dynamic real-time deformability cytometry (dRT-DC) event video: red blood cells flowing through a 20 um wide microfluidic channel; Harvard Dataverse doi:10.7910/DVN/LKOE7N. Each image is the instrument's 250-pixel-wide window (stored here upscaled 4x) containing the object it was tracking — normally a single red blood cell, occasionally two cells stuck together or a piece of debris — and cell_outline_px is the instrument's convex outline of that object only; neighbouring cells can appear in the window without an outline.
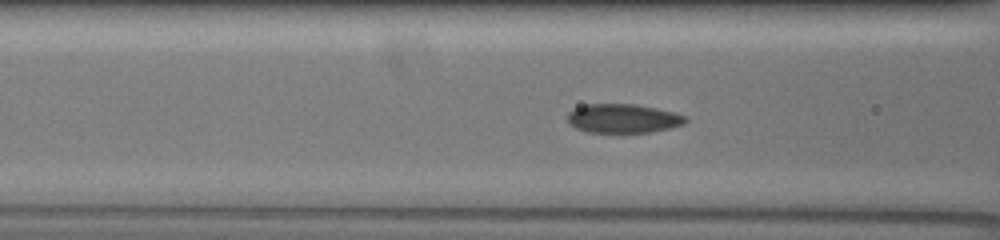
{"species": "common noctule bat (a hibernating species)", "species_latin": "Nyctalus noctula", "temperature_condition": "warm", "stored_images_in_passage": 62, "camera_frame_rate_fps": 3000, "um_per_image_px": 0.085, "animal": {"sex": "female", "body_mass_g": 19.5, "forearm_length_mm": 54.1}, "frame": {"image": 1, "passage_image": 28, "time_ms": 9.0, "image_size_px": [1000, 240], "cell_outline_px": [[688, 120], [684, 124], [652, 132], [588, 132], [576, 128], [568, 120], [568, 112], [576, 108], [588, 104], [632, 104], [656, 108], [676, 112], [684, 116]], "centroid_in_image_um": [52.99, 10.06], "position_along_channel_um": 113.6, "area_um2": 19.71}}
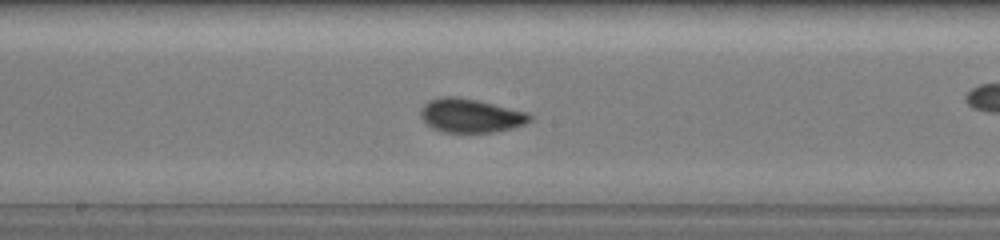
{"frame": {"image": 2, "passage_image": 36, "time_ms": 11.667, "image_size_px": [1000, 240], "cell_outline_px": [[532, 120], [524, 124], [512, 128], [492, 132], [440, 132], [432, 128], [420, 116], [420, 112], [424, 104], [428, 100], [444, 96], [452, 96], [476, 100], [524, 112], [532, 116]], "centroid_in_image_um": [39.95, 9.83], "position_along_channel_um": 208.2, "area_um2": 21.15}}
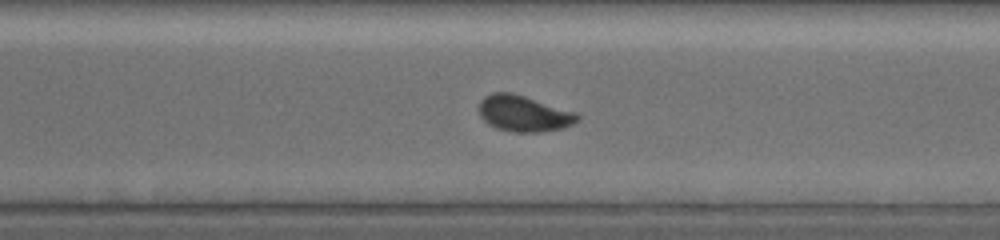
{"frame": {"image": 3, "passage_image": 46, "time_ms": 15.0, "image_size_px": [1000, 240], "cell_outline_px": [[580, 116], [572, 124], [564, 128], [540, 132], [512, 132], [496, 128], [488, 124], [480, 116], [480, 100], [484, 96], [492, 92], [512, 92], [576, 112]], "centroid_in_image_um": [44.5, 9.65], "position_along_channel_um": 326.1, "area_um2": 20.69}, "authors_computed_cell_mechanics": {"area_um2": 19.652, "velocity_mm_per_s": 3.5465, "shape_relaxation_time_tau1_ms": 5.8027, "shape_relaxation_time_tau2_ms": null, "deformation_change_tau1": 0.1607, "deformation_change_tau2": null}}